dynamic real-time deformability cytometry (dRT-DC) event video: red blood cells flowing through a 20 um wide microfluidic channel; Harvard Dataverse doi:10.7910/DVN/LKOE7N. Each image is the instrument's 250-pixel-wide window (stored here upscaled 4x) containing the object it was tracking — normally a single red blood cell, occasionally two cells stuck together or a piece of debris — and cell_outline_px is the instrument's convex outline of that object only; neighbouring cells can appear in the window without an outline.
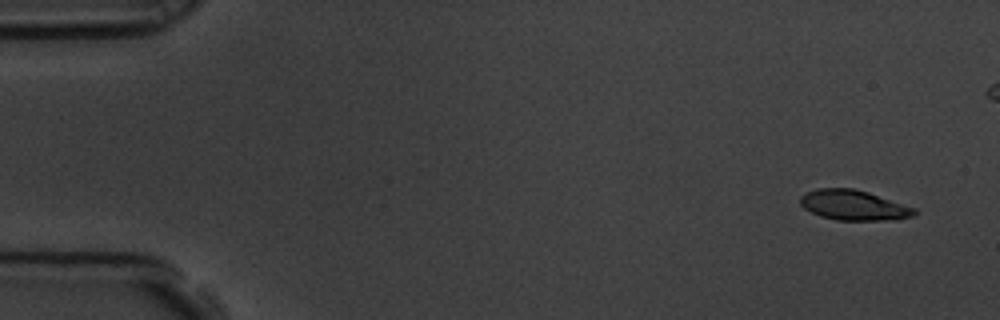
{"species": "common noctule bat (a hibernating species)", "species_latin": "Nyctalus noctula", "temperature_condition": "room temperature", "stored_images_in_passage": 6, "camera_frame_rate_fps": 3000, "um_per_image_px": 0.085, "animal": {"sex": "male", "body_mass_g": 19.5, "forearm_length_mm": 54.6}, "frame": {"image": 1, "passage_image": 1, "time_ms": 0.0, "image_size_px": [1000, 320], "cell_outline_px": [[916, 212], [912, 216], [896, 220], [836, 220], [820, 216], [804, 208], [800, 204], [800, 196], [816, 188], [852, 188], [868, 192], [916, 208]], "centroid_in_image_um": [72.56, 17.44], "position_along_channel_um": 12.4, "area_um2": 20.0}}